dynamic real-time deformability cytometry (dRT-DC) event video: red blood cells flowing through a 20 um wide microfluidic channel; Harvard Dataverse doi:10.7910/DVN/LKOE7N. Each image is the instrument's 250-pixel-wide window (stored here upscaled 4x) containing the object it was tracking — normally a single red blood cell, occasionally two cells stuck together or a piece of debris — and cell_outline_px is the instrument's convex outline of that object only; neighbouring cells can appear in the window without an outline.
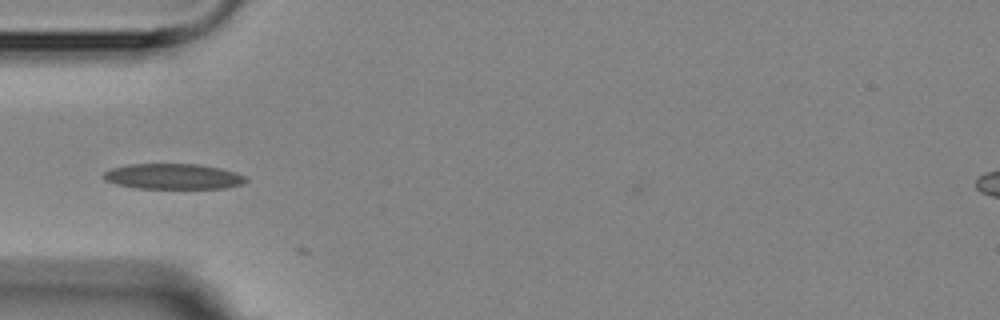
{"species": "Egyptian fruit bat (a non-hibernating species)", "species_latin": "Rousettus aegyptiacus", "temperature_condition": "room temperature", "stored_images_in_passage": 3, "camera_frame_rate_fps": 3000, "um_per_image_px": 0.085, "animal": {"sex": "female"}, "frame": {"image": 1, "passage_image": 1, "time_ms": 0.0, "image_size_px": [1000, 320], "cell_outline_px": [[248, 180], [244, 184], [228, 188], [136, 188], [116, 184], [104, 180], [104, 172], [112, 168], [128, 164], [200, 164], [220, 168], [236, 172], [244, 176]], "centroid_in_image_um": [14.75, 15.0], "position_along_channel_um": 70.2, "area_um2": 21.21}}
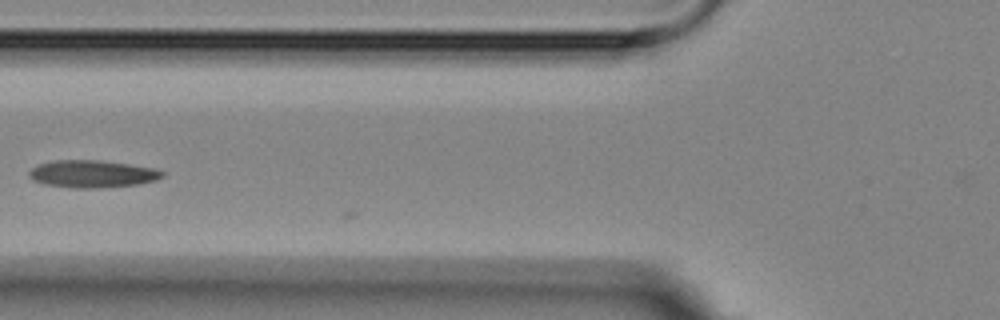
{"frame": {"image": 2, "passage_image": 2, "time_ms": 1.333, "image_size_px": [1000, 320], "cell_outline_px": [[164, 176], [156, 180], [136, 184], [92, 188], [72, 188], [44, 184], [32, 180], [28, 176], [28, 172], [36, 164], [52, 160], [100, 160], [156, 168], [164, 172]], "centroid_in_image_um": [7.79, 14.77], "position_along_channel_um": 118.0, "area_um2": 21.33}}
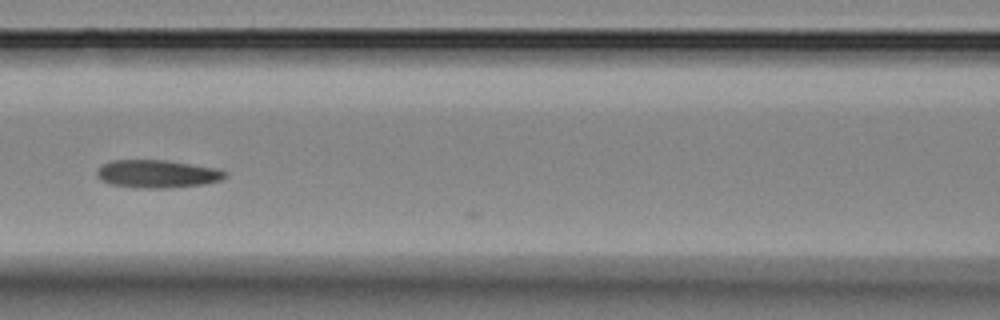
{"frame": {"image": 3, "passage_image": 3, "time_ms": 2.333, "image_size_px": [1000, 320], "cell_outline_px": [[228, 176], [220, 180], [204, 184], [168, 188], [140, 188], [112, 184], [100, 180], [96, 176], [96, 172], [104, 164], [112, 160], [168, 160], [216, 168], [228, 172]], "centroid_in_image_um": [13.39, 14.78], "position_along_channel_um": 153.2, "area_um2": 20.87}}